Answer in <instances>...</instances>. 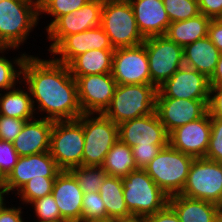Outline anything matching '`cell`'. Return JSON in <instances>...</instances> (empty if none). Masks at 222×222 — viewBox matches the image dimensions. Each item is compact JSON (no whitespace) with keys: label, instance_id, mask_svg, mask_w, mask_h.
I'll return each mask as SVG.
<instances>
[{"label":"cell","instance_id":"cell-20","mask_svg":"<svg viewBox=\"0 0 222 222\" xmlns=\"http://www.w3.org/2000/svg\"><path fill=\"white\" fill-rule=\"evenodd\" d=\"M64 220L82 222L83 191L70 171L62 170L55 178L51 193Z\"/></svg>","mask_w":222,"mask_h":222},{"label":"cell","instance_id":"cell-48","mask_svg":"<svg viewBox=\"0 0 222 222\" xmlns=\"http://www.w3.org/2000/svg\"><path fill=\"white\" fill-rule=\"evenodd\" d=\"M0 193H9L7 187V178L0 170Z\"/></svg>","mask_w":222,"mask_h":222},{"label":"cell","instance_id":"cell-51","mask_svg":"<svg viewBox=\"0 0 222 222\" xmlns=\"http://www.w3.org/2000/svg\"><path fill=\"white\" fill-rule=\"evenodd\" d=\"M87 222H115V218H111V219H107V220L87 221Z\"/></svg>","mask_w":222,"mask_h":222},{"label":"cell","instance_id":"cell-34","mask_svg":"<svg viewBox=\"0 0 222 222\" xmlns=\"http://www.w3.org/2000/svg\"><path fill=\"white\" fill-rule=\"evenodd\" d=\"M29 207V208H28ZM27 212L26 214L28 216H32L31 213L29 214L28 211H31L33 213L32 220L28 222H61L64 221V219L60 215L59 208L54 200V197L52 194L46 195L43 198H39L33 202H31L27 206ZM32 208V209H30ZM34 210V211H33ZM37 218V219H36Z\"/></svg>","mask_w":222,"mask_h":222},{"label":"cell","instance_id":"cell-17","mask_svg":"<svg viewBox=\"0 0 222 222\" xmlns=\"http://www.w3.org/2000/svg\"><path fill=\"white\" fill-rule=\"evenodd\" d=\"M61 171L49 151L19 156L17 164L7 177L9 195L15 196L32 178H56Z\"/></svg>","mask_w":222,"mask_h":222},{"label":"cell","instance_id":"cell-47","mask_svg":"<svg viewBox=\"0 0 222 222\" xmlns=\"http://www.w3.org/2000/svg\"><path fill=\"white\" fill-rule=\"evenodd\" d=\"M115 222H145L144 217L129 215L127 217L115 218Z\"/></svg>","mask_w":222,"mask_h":222},{"label":"cell","instance_id":"cell-25","mask_svg":"<svg viewBox=\"0 0 222 222\" xmlns=\"http://www.w3.org/2000/svg\"><path fill=\"white\" fill-rule=\"evenodd\" d=\"M114 50L94 49L76 56L68 64L71 75L76 79L79 76L111 73Z\"/></svg>","mask_w":222,"mask_h":222},{"label":"cell","instance_id":"cell-16","mask_svg":"<svg viewBox=\"0 0 222 222\" xmlns=\"http://www.w3.org/2000/svg\"><path fill=\"white\" fill-rule=\"evenodd\" d=\"M94 49H114L102 26L64 36L49 52L57 62L68 65L76 56Z\"/></svg>","mask_w":222,"mask_h":222},{"label":"cell","instance_id":"cell-24","mask_svg":"<svg viewBox=\"0 0 222 222\" xmlns=\"http://www.w3.org/2000/svg\"><path fill=\"white\" fill-rule=\"evenodd\" d=\"M168 204L177 213L180 222H213L222 209L212 202L176 194L169 196Z\"/></svg>","mask_w":222,"mask_h":222},{"label":"cell","instance_id":"cell-46","mask_svg":"<svg viewBox=\"0 0 222 222\" xmlns=\"http://www.w3.org/2000/svg\"><path fill=\"white\" fill-rule=\"evenodd\" d=\"M210 86L222 85V53L219 56V60L215 69L214 74L209 79Z\"/></svg>","mask_w":222,"mask_h":222},{"label":"cell","instance_id":"cell-36","mask_svg":"<svg viewBox=\"0 0 222 222\" xmlns=\"http://www.w3.org/2000/svg\"><path fill=\"white\" fill-rule=\"evenodd\" d=\"M107 220L105 204L99 192L84 193L82 202V222Z\"/></svg>","mask_w":222,"mask_h":222},{"label":"cell","instance_id":"cell-44","mask_svg":"<svg viewBox=\"0 0 222 222\" xmlns=\"http://www.w3.org/2000/svg\"><path fill=\"white\" fill-rule=\"evenodd\" d=\"M145 222H180L174 209L167 204L162 210L144 218Z\"/></svg>","mask_w":222,"mask_h":222},{"label":"cell","instance_id":"cell-26","mask_svg":"<svg viewBox=\"0 0 222 222\" xmlns=\"http://www.w3.org/2000/svg\"><path fill=\"white\" fill-rule=\"evenodd\" d=\"M0 115L24 120L36 117L30 92L22 81L15 88L0 92Z\"/></svg>","mask_w":222,"mask_h":222},{"label":"cell","instance_id":"cell-42","mask_svg":"<svg viewBox=\"0 0 222 222\" xmlns=\"http://www.w3.org/2000/svg\"><path fill=\"white\" fill-rule=\"evenodd\" d=\"M208 113L212 117L222 118V85L210 86Z\"/></svg>","mask_w":222,"mask_h":222},{"label":"cell","instance_id":"cell-5","mask_svg":"<svg viewBox=\"0 0 222 222\" xmlns=\"http://www.w3.org/2000/svg\"><path fill=\"white\" fill-rule=\"evenodd\" d=\"M123 195L131 215L146 217L162 210L168 196L149 177L144 169H137L121 177Z\"/></svg>","mask_w":222,"mask_h":222},{"label":"cell","instance_id":"cell-31","mask_svg":"<svg viewBox=\"0 0 222 222\" xmlns=\"http://www.w3.org/2000/svg\"><path fill=\"white\" fill-rule=\"evenodd\" d=\"M90 0H42L39 5V21L41 18L47 16L51 21L48 20L47 26L45 24L44 32L60 17L73 11L80 9ZM43 14V15H42Z\"/></svg>","mask_w":222,"mask_h":222},{"label":"cell","instance_id":"cell-38","mask_svg":"<svg viewBox=\"0 0 222 222\" xmlns=\"http://www.w3.org/2000/svg\"><path fill=\"white\" fill-rule=\"evenodd\" d=\"M26 121L28 120L0 115V139L13 143Z\"/></svg>","mask_w":222,"mask_h":222},{"label":"cell","instance_id":"cell-11","mask_svg":"<svg viewBox=\"0 0 222 222\" xmlns=\"http://www.w3.org/2000/svg\"><path fill=\"white\" fill-rule=\"evenodd\" d=\"M104 0H90L80 9L60 16L44 33L50 51L64 36H69L101 25Z\"/></svg>","mask_w":222,"mask_h":222},{"label":"cell","instance_id":"cell-28","mask_svg":"<svg viewBox=\"0 0 222 222\" xmlns=\"http://www.w3.org/2000/svg\"><path fill=\"white\" fill-rule=\"evenodd\" d=\"M98 192L105 204L107 219L131 215L124 199L121 177L108 175Z\"/></svg>","mask_w":222,"mask_h":222},{"label":"cell","instance_id":"cell-39","mask_svg":"<svg viewBox=\"0 0 222 222\" xmlns=\"http://www.w3.org/2000/svg\"><path fill=\"white\" fill-rule=\"evenodd\" d=\"M18 159L19 155L15 150L13 143L0 139V170L6 178L12 172Z\"/></svg>","mask_w":222,"mask_h":222},{"label":"cell","instance_id":"cell-37","mask_svg":"<svg viewBox=\"0 0 222 222\" xmlns=\"http://www.w3.org/2000/svg\"><path fill=\"white\" fill-rule=\"evenodd\" d=\"M205 158L222 163V118L211 116V135Z\"/></svg>","mask_w":222,"mask_h":222},{"label":"cell","instance_id":"cell-13","mask_svg":"<svg viewBox=\"0 0 222 222\" xmlns=\"http://www.w3.org/2000/svg\"><path fill=\"white\" fill-rule=\"evenodd\" d=\"M210 83L204 75L185 65L157 88L156 98L209 100Z\"/></svg>","mask_w":222,"mask_h":222},{"label":"cell","instance_id":"cell-27","mask_svg":"<svg viewBox=\"0 0 222 222\" xmlns=\"http://www.w3.org/2000/svg\"><path fill=\"white\" fill-rule=\"evenodd\" d=\"M211 19L200 13L187 20L171 22L165 36L182 47L208 36Z\"/></svg>","mask_w":222,"mask_h":222},{"label":"cell","instance_id":"cell-1","mask_svg":"<svg viewBox=\"0 0 222 222\" xmlns=\"http://www.w3.org/2000/svg\"><path fill=\"white\" fill-rule=\"evenodd\" d=\"M40 53L29 54L22 66V83L30 92L36 117L52 121L77 119L83 111L68 65L49 55L45 59Z\"/></svg>","mask_w":222,"mask_h":222},{"label":"cell","instance_id":"cell-23","mask_svg":"<svg viewBox=\"0 0 222 222\" xmlns=\"http://www.w3.org/2000/svg\"><path fill=\"white\" fill-rule=\"evenodd\" d=\"M184 65L204 74L208 79L215 72L220 51L207 36L183 47Z\"/></svg>","mask_w":222,"mask_h":222},{"label":"cell","instance_id":"cell-19","mask_svg":"<svg viewBox=\"0 0 222 222\" xmlns=\"http://www.w3.org/2000/svg\"><path fill=\"white\" fill-rule=\"evenodd\" d=\"M210 135L211 116L207 112L203 117L173 130L169 134V144L194 159L202 158L206 156Z\"/></svg>","mask_w":222,"mask_h":222},{"label":"cell","instance_id":"cell-8","mask_svg":"<svg viewBox=\"0 0 222 222\" xmlns=\"http://www.w3.org/2000/svg\"><path fill=\"white\" fill-rule=\"evenodd\" d=\"M83 125L78 119L54 121L49 153L61 170L83 165Z\"/></svg>","mask_w":222,"mask_h":222},{"label":"cell","instance_id":"cell-21","mask_svg":"<svg viewBox=\"0 0 222 222\" xmlns=\"http://www.w3.org/2000/svg\"><path fill=\"white\" fill-rule=\"evenodd\" d=\"M138 29L145 38L165 35L170 19L162 0H128Z\"/></svg>","mask_w":222,"mask_h":222},{"label":"cell","instance_id":"cell-49","mask_svg":"<svg viewBox=\"0 0 222 222\" xmlns=\"http://www.w3.org/2000/svg\"><path fill=\"white\" fill-rule=\"evenodd\" d=\"M8 198H12L11 196H9V193H0V205L5 201V200H9Z\"/></svg>","mask_w":222,"mask_h":222},{"label":"cell","instance_id":"cell-40","mask_svg":"<svg viewBox=\"0 0 222 222\" xmlns=\"http://www.w3.org/2000/svg\"><path fill=\"white\" fill-rule=\"evenodd\" d=\"M10 200V202L8 200H5L0 205V222H28V219L30 220V217H27V215H25L24 213L26 212L24 211L26 207L21 205L20 203L17 204V202L14 206L13 199L11 198ZM24 215L26 217H24Z\"/></svg>","mask_w":222,"mask_h":222},{"label":"cell","instance_id":"cell-7","mask_svg":"<svg viewBox=\"0 0 222 222\" xmlns=\"http://www.w3.org/2000/svg\"><path fill=\"white\" fill-rule=\"evenodd\" d=\"M83 125V166H101L119 139L118 125L102 113H83L77 118Z\"/></svg>","mask_w":222,"mask_h":222},{"label":"cell","instance_id":"cell-35","mask_svg":"<svg viewBox=\"0 0 222 222\" xmlns=\"http://www.w3.org/2000/svg\"><path fill=\"white\" fill-rule=\"evenodd\" d=\"M170 22L187 20L200 14L198 0H162Z\"/></svg>","mask_w":222,"mask_h":222},{"label":"cell","instance_id":"cell-33","mask_svg":"<svg viewBox=\"0 0 222 222\" xmlns=\"http://www.w3.org/2000/svg\"><path fill=\"white\" fill-rule=\"evenodd\" d=\"M54 181L55 178H32L12 197L13 200L18 199L19 202L18 200L13 202L25 205L27 209L31 202L52 193Z\"/></svg>","mask_w":222,"mask_h":222},{"label":"cell","instance_id":"cell-41","mask_svg":"<svg viewBox=\"0 0 222 222\" xmlns=\"http://www.w3.org/2000/svg\"><path fill=\"white\" fill-rule=\"evenodd\" d=\"M163 147L166 146H133L132 154L138 169L145 167L159 154Z\"/></svg>","mask_w":222,"mask_h":222},{"label":"cell","instance_id":"cell-45","mask_svg":"<svg viewBox=\"0 0 222 222\" xmlns=\"http://www.w3.org/2000/svg\"><path fill=\"white\" fill-rule=\"evenodd\" d=\"M208 37L222 53V21L212 19L208 25Z\"/></svg>","mask_w":222,"mask_h":222},{"label":"cell","instance_id":"cell-43","mask_svg":"<svg viewBox=\"0 0 222 222\" xmlns=\"http://www.w3.org/2000/svg\"><path fill=\"white\" fill-rule=\"evenodd\" d=\"M198 4L200 13L211 20L222 17V0H198Z\"/></svg>","mask_w":222,"mask_h":222},{"label":"cell","instance_id":"cell-18","mask_svg":"<svg viewBox=\"0 0 222 222\" xmlns=\"http://www.w3.org/2000/svg\"><path fill=\"white\" fill-rule=\"evenodd\" d=\"M209 100L156 98L155 111L168 134L176 128L203 117Z\"/></svg>","mask_w":222,"mask_h":222},{"label":"cell","instance_id":"cell-22","mask_svg":"<svg viewBox=\"0 0 222 222\" xmlns=\"http://www.w3.org/2000/svg\"><path fill=\"white\" fill-rule=\"evenodd\" d=\"M54 121L35 117L26 121L20 134L13 141L19 156L48 152Z\"/></svg>","mask_w":222,"mask_h":222},{"label":"cell","instance_id":"cell-32","mask_svg":"<svg viewBox=\"0 0 222 222\" xmlns=\"http://www.w3.org/2000/svg\"><path fill=\"white\" fill-rule=\"evenodd\" d=\"M76 178L83 193L98 192L108 174L101 166H77L69 170Z\"/></svg>","mask_w":222,"mask_h":222},{"label":"cell","instance_id":"cell-10","mask_svg":"<svg viewBox=\"0 0 222 222\" xmlns=\"http://www.w3.org/2000/svg\"><path fill=\"white\" fill-rule=\"evenodd\" d=\"M143 44L148 57L151 84L158 88L184 65L183 47L165 35L145 38Z\"/></svg>","mask_w":222,"mask_h":222},{"label":"cell","instance_id":"cell-50","mask_svg":"<svg viewBox=\"0 0 222 222\" xmlns=\"http://www.w3.org/2000/svg\"><path fill=\"white\" fill-rule=\"evenodd\" d=\"M213 222H222V209L219 211V213L214 218Z\"/></svg>","mask_w":222,"mask_h":222},{"label":"cell","instance_id":"cell-3","mask_svg":"<svg viewBox=\"0 0 222 222\" xmlns=\"http://www.w3.org/2000/svg\"><path fill=\"white\" fill-rule=\"evenodd\" d=\"M157 88L152 84H117L107 109L102 113L114 123L150 115L155 111Z\"/></svg>","mask_w":222,"mask_h":222},{"label":"cell","instance_id":"cell-15","mask_svg":"<svg viewBox=\"0 0 222 222\" xmlns=\"http://www.w3.org/2000/svg\"><path fill=\"white\" fill-rule=\"evenodd\" d=\"M75 80L83 113H103L117 86L111 73L79 76Z\"/></svg>","mask_w":222,"mask_h":222},{"label":"cell","instance_id":"cell-6","mask_svg":"<svg viewBox=\"0 0 222 222\" xmlns=\"http://www.w3.org/2000/svg\"><path fill=\"white\" fill-rule=\"evenodd\" d=\"M101 26L114 49L137 46L144 42L128 0H104Z\"/></svg>","mask_w":222,"mask_h":222},{"label":"cell","instance_id":"cell-9","mask_svg":"<svg viewBox=\"0 0 222 222\" xmlns=\"http://www.w3.org/2000/svg\"><path fill=\"white\" fill-rule=\"evenodd\" d=\"M180 195L222 207V163L205 157L195 158Z\"/></svg>","mask_w":222,"mask_h":222},{"label":"cell","instance_id":"cell-30","mask_svg":"<svg viewBox=\"0 0 222 222\" xmlns=\"http://www.w3.org/2000/svg\"><path fill=\"white\" fill-rule=\"evenodd\" d=\"M101 167L108 175L116 177H125L138 169L132 149L120 139L109 150Z\"/></svg>","mask_w":222,"mask_h":222},{"label":"cell","instance_id":"cell-29","mask_svg":"<svg viewBox=\"0 0 222 222\" xmlns=\"http://www.w3.org/2000/svg\"><path fill=\"white\" fill-rule=\"evenodd\" d=\"M8 51H13V55L14 51H18L19 54L16 53L12 58ZM30 53L25 50L20 52L17 48L0 47V92L13 89L22 81V66Z\"/></svg>","mask_w":222,"mask_h":222},{"label":"cell","instance_id":"cell-4","mask_svg":"<svg viewBox=\"0 0 222 222\" xmlns=\"http://www.w3.org/2000/svg\"><path fill=\"white\" fill-rule=\"evenodd\" d=\"M193 160L168 144L144 170L169 197L182 192Z\"/></svg>","mask_w":222,"mask_h":222},{"label":"cell","instance_id":"cell-52","mask_svg":"<svg viewBox=\"0 0 222 222\" xmlns=\"http://www.w3.org/2000/svg\"><path fill=\"white\" fill-rule=\"evenodd\" d=\"M30 1H32V2H34V3H36V4H38V5H40V3H41L42 0H30Z\"/></svg>","mask_w":222,"mask_h":222},{"label":"cell","instance_id":"cell-14","mask_svg":"<svg viewBox=\"0 0 222 222\" xmlns=\"http://www.w3.org/2000/svg\"><path fill=\"white\" fill-rule=\"evenodd\" d=\"M119 139L133 146H167L169 134L154 111L150 115L124 121L118 125Z\"/></svg>","mask_w":222,"mask_h":222},{"label":"cell","instance_id":"cell-2","mask_svg":"<svg viewBox=\"0 0 222 222\" xmlns=\"http://www.w3.org/2000/svg\"><path fill=\"white\" fill-rule=\"evenodd\" d=\"M39 17V5L30 0H1L0 47L21 50L29 45L30 33L40 29Z\"/></svg>","mask_w":222,"mask_h":222},{"label":"cell","instance_id":"cell-12","mask_svg":"<svg viewBox=\"0 0 222 222\" xmlns=\"http://www.w3.org/2000/svg\"><path fill=\"white\" fill-rule=\"evenodd\" d=\"M111 75L117 84H151L144 44L116 48L113 54Z\"/></svg>","mask_w":222,"mask_h":222}]
</instances>
